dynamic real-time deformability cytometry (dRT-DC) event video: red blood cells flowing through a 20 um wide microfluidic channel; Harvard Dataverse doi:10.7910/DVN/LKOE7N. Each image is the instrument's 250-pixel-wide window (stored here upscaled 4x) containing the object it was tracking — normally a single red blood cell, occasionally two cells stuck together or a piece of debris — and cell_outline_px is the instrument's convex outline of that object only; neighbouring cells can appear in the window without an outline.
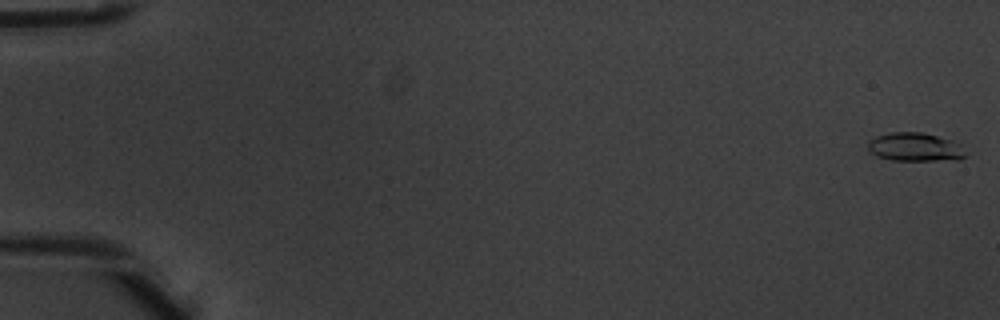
{"species": "common noctule bat (a hibernating species)", "species_latin": "Nyctalus noctula", "temperature_condition": "warm", "stored_images_in_passage": 5, "camera_frame_rate_fps": 3000, "um_per_image_px": 0.085, "animal": {"sex": "male", "body_mass_g": 20.1, "forearm_length_mm": 53.5}, "frame": {"image": 1, "passage_image": 1, "time_ms": 0.0, "image_size_px": [1000, 320], "cell_outline_px": [[968, 156], [960, 160], [892, 160], [876, 156], [868, 152], [868, 140], [876, 136], [892, 132], [920, 132], [952, 140], [964, 144]], "centroid_in_image_um": [77.84, 12.51], "position_along_channel_um": 7.2, "area_um2": 16.65}}
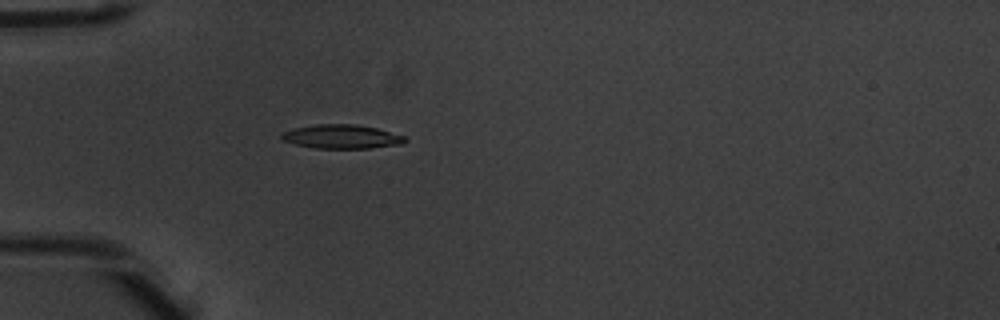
{"frame": {"image": 2, "passage_image": 5, "time_ms": 1.333, "image_size_px": [1000, 320], "cell_outline_px": [[408, 140], [404, 144], [368, 148], [316, 148], [296, 144], [280, 140], [280, 132], [296, 128], [316, 124], [356, 124], [376, 128], [404, 136]], "centroid_in_image_um": [29.02, 11.61], "position_along_channel_um": 56.0, "area_um2": 17.22}}